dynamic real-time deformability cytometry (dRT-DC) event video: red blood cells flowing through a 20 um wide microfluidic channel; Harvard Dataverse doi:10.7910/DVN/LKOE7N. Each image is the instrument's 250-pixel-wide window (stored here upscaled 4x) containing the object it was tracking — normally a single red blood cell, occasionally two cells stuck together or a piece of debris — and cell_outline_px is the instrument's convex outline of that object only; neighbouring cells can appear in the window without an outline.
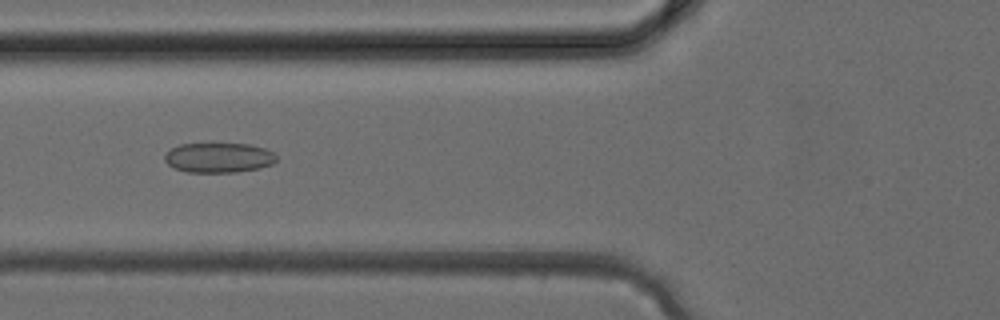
{"species": "common noctule bat (a hibernating species)", "species_latin": "Nyctalus noctula", "temperature_condition": "cold", "stored_images_in_passage": 37, "camera_frame_rate_fps": 3000, "um_per_image_px": 0.085, "animal": {"sex": "female", "body_mass_g": 24.6, "forearm_length_mm": 56.2}, "frame": {"image": 1, "passage_image": 14, "time_ms": 4.333, "image_size_px": [1000, 320], "cell_outline_px": [[276, 160], [272, 164], [260, 168], [236, 172], [188, 172], [176, 168], [168, 164], [164, 160], [164, 156], [172, 148], [180, 144], [248, 144], [264, 148], [272, 152], [276, 156]], "centroid_in_image_um": [18.6, 13.4], "position_along_channel_um": 107.2, "area_um2": 19.25}}
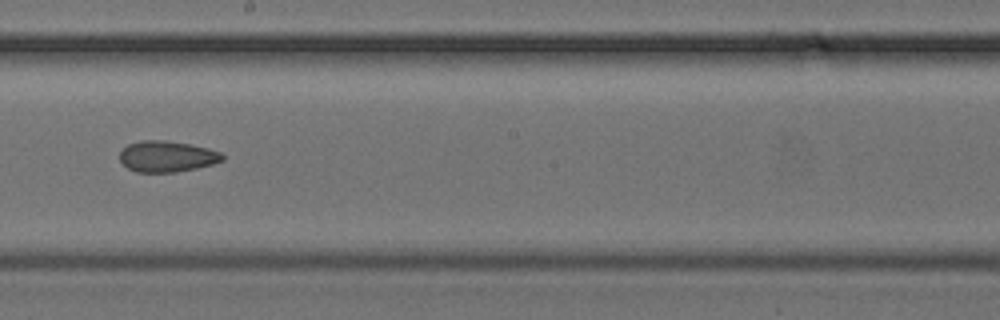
{"frame": {"image": 2, "passage_image": 21, "time_ms": 6.667, "image_size_px": [1000, 320], "cell_outline_px": [[224, 160], [212, 164], [196, 168], [176, 172], [136, 172], [128, 168], [120, 160], [120, 152], [128, 144], [140, 140], [164, 140], [188, 144], [208, 148], [220, 152], [224, 156]], "centroid_in_image_um": [14.19, 13.29], "position_along_channel_um": 234.0, "area_um2": 18.5}}
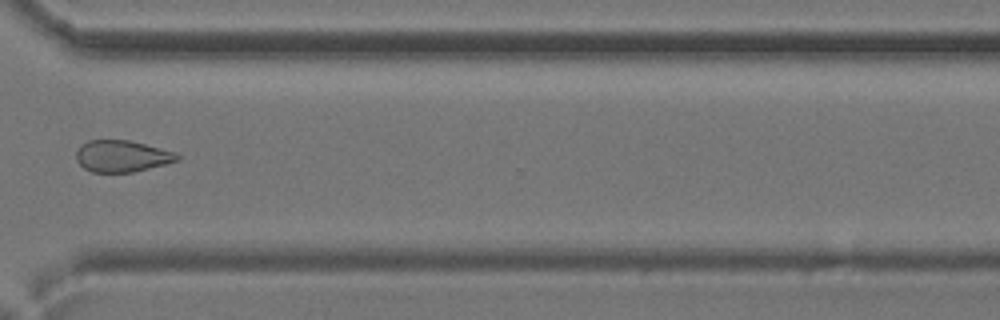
{"frame": {"image": 3, "passage_image": 28, "time_ms": 9.0, "image_size_px": [1000, 320], "cell_outline_px": [[180, 160], [132, 172], [92, 172], [84, 168], [76, 160], [76, 152], [88, 140], [128, 140], [176, 152], [180, 156]], "centroid_in_image_um": [10.37, 13.27], "position_along_channel_um": 360.2, "area_um2": 18.38}}